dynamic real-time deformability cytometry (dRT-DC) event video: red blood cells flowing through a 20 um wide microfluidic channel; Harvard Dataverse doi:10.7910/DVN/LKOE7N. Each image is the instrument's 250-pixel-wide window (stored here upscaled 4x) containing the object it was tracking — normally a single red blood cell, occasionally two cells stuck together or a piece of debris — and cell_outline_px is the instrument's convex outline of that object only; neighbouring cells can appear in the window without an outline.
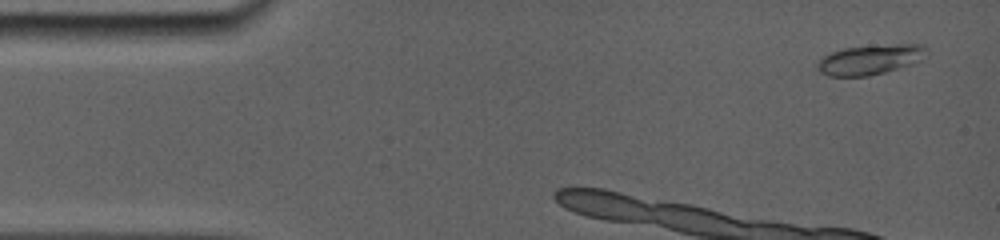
{"species": "common noctule bat (a hibernating species)", "species_latin": "Nyctalus noctula", "temperature_condition": "room temperature", "stored_images_in_passage": 5, "camera_frame_rate_fps": 5000, "um_per_image_px": 0.085, "animal": {"sex": "female", "body_mass_g": 19.0, "forearm_length_mm": 56.7}, "frame": {"image": 1, "passage_image": 2, "time_ms": 0.6, "image_size_px": [1000, 240], "cell_outline_px": [[928, 56], [920, 60], [884, 72], [868, 76], [828, 76], [820, 72], [816, 68], [816, 64], [824, 56], [832, 52], [844, 48], [900, 44], [924, 44], [928, 48]], "centroid_in_image_um": [73.98, 5.06], "position_along_channel_um": 11.0, "area_um2": 18.84}}